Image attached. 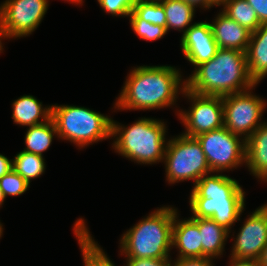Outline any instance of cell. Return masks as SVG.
I'll return each mask as SVG.
<instances>
[{"label":"cell","instance_id":"6da1fadb","mask_svg":"<svg viewBox=\"0 0 267 266\" xmlns=\"http://www.w3.org/2000/svg\"><path fill=\"white\" fill-rule=\"evenodd\" d=\"M175 66H137L126 77L115 110H155L174 107L186 80Z\"/></svg>","mask_w":267,"mask_h":266},{"label":"cell","instance_id":"7a4b0ae2","mask_svg":"<svg viewBox=\"0 0 267 266\" xmlns=\"http://www.w3.org/2000/svg\"><path fill=\"white\" fill-rule=\"evenodd\" d=\"M189 205L192 218H211L231 233L245 209V191L225 174H207L193 185Z\"/></svg>","mask_w":267,"mask_h":266},{"label":"cell","instance_id":"3957f363","mask_svg":"<svg viewBox=\"0 0 267 266\" xmlns=\"http://www.w3.org/2000/svg\"><path fill=\"white\" fill-rule=\"evenodd\" d=\"M186 88L200 95L225 96L253 88L246 53L219 48L209 61L198 65L186 79Z\"/></svg>","mask_w":267,"mask_h":266},{"label":"cell","instance_id":"277c9868","mask_svg":"<svg viewBox=\"0 0 267 266\" xmlns=\"http://www.w3.org/2000/svg\"><path fill=\"white\" fill-rule=\"evenodd\" d=\"M177 208L162 206L142 218L120 238V255L126 259H171L172 229Z\"/></svg>","mask_w":267,"mask_h":266},{"label":"cell","instance_id":"5b68a950","mask_svg":"<svg viewBox=\"0 0 267 266\" xmlns=\"http://www.w3.org/2000/svg\"><path fill=\"white\" fill-rule=\"evenodd\" d=\"M166 125L163 120L155 118H139L129 126L112 119V148L119 155L138 164L162 162L168 142Z\"/></svg>","mask_w":267,"mask_h":266},{"label":"cell","instance_id":"8992f818","mask_svg":"<svg viewBox=\"0 0 267 266\" xmlns=\"http://www.w3.org/2000/svg\"><path fill=\"white\" fill-rule=\"evenodd\" d=\"M51 118L58 138L68 140L80 149L111 138V121L108 115L74 105H51Z\"/></svg>","mask_w":267,"mask_h":266},{"label":"cell","instance_id":"52a82bcc","mask_svg":"<svg viewBox=\"0 0 267 266\" xmlns=\"http://www.w3.org/2000/svg\"><path fill=\"white\" fill-rule=\"evenodd\" d=\"M162 162L169 184L193 180L195 185L204 175L212 173L201 144L196 138L183 134L168 140Z\"/></svg>","mask_w":267,"mask_h":266},{"label":"cell","instance_id":"ba28073f","mask_svg":"<svg viewBox=\"0 0 267 266\" xmlns=\"http://www.w3.org/2000/svg\"><path fill=\"white\" fill-rule=\"evenodd\" d=\"M257 84L246 91L222 97L224 127L246 140L261 124L267 100L252 92Z\"/></svg>","mask_w":267,"mask_h":266},{"label":"cell","instance_id":"9c48e42d","mask_svg":"<svg viewBox=\"0 0 267 266\" xmlns=\"http://www.w3.org/2000/svg\"><path fill=\"white\" fill-rule=\"evenodd\" d=\"M195 138L201 144L211 172L230 171L245 163V140L224 126Z\"/></svg>","mask_w":267,"mask_h":266},{"label":"cell","instance_id":"30bf717a","mask_svg":"<svg viewBox=\"0 0 267 266\" xmlns=\"http://www.w3.org/2000/svg\"><path fill=\"white\" fill-rule=\"evenodd\" d=\"M182 96L191 101L190 109L177 111L179 120L185 126V130L182 132L183 135L195 138L224 126L222 96L200 95L188 90L186 87Z\"/></svg>","mask_w":267,"mask_h":266},{"label":"cell","instance_id":"8fae6325","mask_svg":"<svg viewBox=\"0 0 267 266\" xmlns=\"http://www.w3.org/2000/svg\"><path fill=\"white\" fill-rule=\"evenodd\" d=\"M49 0H5L0 4V20L9 38L32 34L41 24Z\"/></svg>","mask_w":267,"mask_h":266},{"label":"cell","instance_id":"7c38bea8","mask_svg":"<svg viewBox=\"0 0 267 266\" xmlns=\"http://www.w3.org/2000/svg\"><path fill=\"white\" fill-rule=\"evenodd\" d=\"M251 213L233 240L232 257L259 260L267 244V210L260 206Z\"/></svg>","mask_w":267,"mask_h":266},{"label":"cell","instance_id":"4fadbf2b","mask_svg":"<svg viewBox=\"0 0 267 266\" xmlns=\"http://www.w3.org/2000/svg\"><path fill=\"white\" fill-rule=\"evenodd\" d=\"M180 40L182 53L185 59L194 66V69L211 60L219 49L209 22H195L181 36Z\"/></svg>","mask_w":267,"mask_h":266},{"label":"cell","instance_id":"5bb4252c","mask_svg":"<svg viewBox=\"0 0 267 266\" xmlns=\"http://www.w3.org/2000/svg\"><path fill=\"white\" fill-rule=\"evenodd\" d=\"M178 217L177 211L172 229V249L178 250L176 259L202 257L199 218L189 217L180 220Z\"/></svg>","mask_w":267,"mask_h":266},{"label":"cell","instance_id":"9a60e30c","mask_svg":"<svg viewBox=\"0 0 267 266\" xmlns=\"http://www.w3.org/2000/svg\"><path fill=\"white\" fill-rule=\"evenodd\" d=\"M213 37L219 48L246 52L251 31L230 19L222 11L210 23Z\"/></svg>","mask_w":267,"mask_h":266},{"label":"cell","instance_id":"2e32d148","mask_svg":"<svg viewBox=\"0 0 267 266\" xmlns=\"http://www.w3.org/2000/svg\"><path fill=\"white\" fill-rule=\"evenodd\" d=\"M245 145V165L262 182L267 177V121L245 140Z\"/></svg>","mask_w":267,"mask_h":266},{"label":"cell","instance_id":"e0dca14e","mask_svg":"<svg viewBox=\"0 0 267 266\" xmlns=\"http://www.w3.org/2000/svg\"><path fill=\"white\" fill-rule=\"evenodd\" d=\"M245 53L249 75L258 85L267 76V24L251 33Z\"/></svg>","mask_w":267,"mask_h":266},{"label":"cell","instance_id":"ac0fdd59","mask_svg":"<svg viewBox=\"0 0 267 266\" xmlns=\"http://www.w3.org/2000/svg\"><path fill=\"white\" fill-rule=\"evenodd\" d=\"M12 109L13 122L19 126H35L51 118V105L43 107L42 102L32 95L15 99Z\"/></svg>","mask_w":267,"mask_h":266},{"label":"cell","instance_id":"d6986e66","mask_svg":"<svg viewBox=\"0 0 267 266\" xmlns=\"http://www.w3.org/2000/svg\"><path fill=\"white\" fill-rule=\"evenodd\" d=\"M73 230L82 252L84 266H115L98 242H95L83 218L75 221Z\"/></svg>","mask_w":267,"mask_h":266},{"label":"cell","instance_id":"ffe728a7","mask_svg":"<svg viewBox=\"0 0 267 266\" xmlns=\"http://www.w3.org/2000/svg\"><path fill=\"white\" fill-rule=\"evenodd\" d=\"M199 233L202 243V257L219 259L225 251V242L230 233L211 218H199Z\"/></svg>","mask_w":267,"mask_h":266},{"label":"cell","instance_id":"44dd1931","mask_svg":"<svg viewBox=\"0 0 267 266\" xmlns=\"http://www.w3.org/2000/svg\"><path fill=\"white\" fill-rule=\"evenodd\" d=\"M25 133L24 151L43 156V152L49 149L55 137L58 138L56 126L52 118L44 123L27 127Z\"/></svg>","mask_w":267,"mask_h":266},{"label":"cell","instance_id":"7402d4cb","mask_svg":"<svg viewBox=\"0 0 267 266\" xmlns=\"http://www.w3.org/2000/svg\"><path fill=\"white\" fill-rule=\"evenodd\" d=\"M166 14V30L170 29L183 32L194 23L193 17L196 9L183 0H164L161 2Z\"/></svg>","mask_w":267,"mask_h":266},{"label":"cell","instance_id":"603a6c76","mask_svg":"<svg viewBox=\"0 0 267 266\" xmlns=\"http://www.w3.org/2000/svg\"><path fill=\"white\" fill-rule=\"evenodd\" d=\"M222 7L225 15L251 32H255L261 26L255 10L246 0H228Z\"/></svg>","mask_w":267,"mask_h":266},{"label":"cell","instance_id":"cb8c5ba5","mask_svg":"<svg viewBox=\"0 0 267 266\" xmlns=\"http://www.w3.org/2000/svg\"><path fill=\"white\" fill-rule=\"evenodd\" d=\"M13 170L16 171L29 184L32 179L44 174L46 169L44 156L22 150L12 159Z\"/></svg>","mask_w":267,"mask_h":266},{"label":"cell","instance_id":"d4e9b609","mask_svg":"<svg viewBox=\"0 0 267 266\" xmlns=\"http://www.w3.org/2000/svg\"><path fill=\"white\" fill-rule=\"evenodd\" d=\"M132 11L140 19L166 28V14L161 2L137 0Z\"/></svg>","mask_w":267,"mask_h":266},{"label":"cell","instance_id":"484cf974","mask_svg":"<svg viewBox=\"0 0 267 266\" xmlns=\"http://www.w3.org/2000/svg\"><path fill=\"white\" fill-rule=\"evenodd\" d=\"M128 17L131 28L142 40L155 41L162 39L167 34L165 27L146 22L145 20L140 19L133 11Z\"/></svg>","mask_w":267,"mask_h":266},{"label":"cell","instance_id":"4316f807","mask_svg":"<svg viewBox=\"0 0 267 266\" xmlns=\"http://www.w3.org/2000/svg\"><path fill=\"white\" fill-rule=\"evenodd\" d=\"M29 187L30 184L13 169L0 179V188L5 198L22 195Z\"/></svg>","mask_w":267,"mask_h":266},{"label":"cell","instance_id":"83f0119b","mask_svg":"<svg viewBox=\"0 0 267 266\" xmlns=\"http://www.w3.org/2000/svg\"><path fill=\"white\" fill-rule=\"evenodd\" d=\"M97 2L104 12L128 18L137 0H97Z\"/></svg>","mask_w":267,"mask_h":266},{"label":"cell","instance_id":"f1b7e54d","mask_svg":"<svg viewBox=\"0 0 267 266\" xmlns=\"http://www.w3.org/2000/svg\"><path fill=\"white\" fill-rule=\"evenodd\" d=\"M124 266H171L172 259L133 258L125 259Z\"/></svg>","mask_w":267,"mask_h":266},{"label":"cell","instance_id":"f546056e","mask_svg":"<svg viewBox=\"0 0 267 266\" xmlns=\"http://www.w3.org/2000/svg\"><path fill=\"white\" fill-rule=\"evenodd\" d=\"M176 260V261H175ZM171 266H213V259L207 257L175 259Z\"/></svg>","mask_w":267,"mask_h":266},{"label":"cell","instance_id":"4dcf8cb0","mask_svg":"<svg viewBox=\"0 0 267 266\" xmlns=\"http://www.w3.org/2000/svg\"><path fill=\"white\" fill-rule=\"evenodd\" d=\"M255 10L260 24H267V0H246Z\"/></svg>","mask_w":267,"mask_h":266},{"label":"cell","instance_id":"1f68e13d","mask_svg":"<svg viewBox=\"0 0 267 266\" xmlns=\"http://www.w3.org/2000/svg\"><path fill=\"white\" fill-rule=\"evenodd\" d=\"M230 261L228 266H262L259 263V260L255 259H244V258H235L232 256H229Z\"/></svg>","mask_w":267,"mask_h":266},{"label":"cell","instance_id":"d6a6232c","mask_svg":"<svg viewBox=\"0 0 267 266\" xmlns=\"http://www.w3.org/2000/svg\"><path fill=\"white\" fill-rule=\"evenodd\" d=\"M13 169L12 159L0 153V179Z\"/></svg>","mask_w":267,"mask_h":266},{"label":"cell","instance_id":"836d02e7","mask_svg":"<svg viewBox=\"0 0 267 266\" xmlns=\"http://www.w3.org/2000/svg\"><path fill=\"white\" fill-rule=\"evenodd\" d=\"M185 2H187L188 4H190L191 6H193L195 9L197 7L203 9V10H209L211 9V7L216 6L212 0H183Z\"/></svg>","mask_w":267,"mask_h":266},{"label":"cell","instance_id":"e575fe53","mask_svg":"<svg viewBox=\"0 0 267 266\" xmlns=\"http://www.w3.org/2000/svg\"><path fill=\"white\" fill-rule=\"evenodd\" d=\"M2 39H10L8 36V33L5 31V29L3 28L2 22L0 20V53H2V51L4 50L3 47L4 45L2 44Z\"/></svg>","mask_w":267,"mask_h":266},{"label":"cell","instance_id":"d590c367","mask_svg":"<svg viewBox=\"0 0 267 266\" xmlns=\"http://www.w3.org/2000/svg\"><path fill=\"white\" fill-rule=\"evenodd\" d=\"M259 263L262 266H267V244L263 248L262 254H261L260 258H259Z\"/></svg>","mask_w":267,"mask_h":266},{"label":"cell","instance_id":"8d00e7d4","mask_svg":"<svg viewBox=\"0 0 267 266\" xmlns=\"http://www.w3.org/2000/svg\"><path fill=\"white\" fill-rule=\"evenodd\" d=\"M228 0H212V2L218 7V6H222L225 2H227Z\"/></svg>","mask_w":267,"mask_h":266},{"label":"cell","instance_id":"74e56055","mask_svg":"<svg viewBox=\"0 0 267 266\" xmlns=\"http://www.w3.org/2000/svg\"><path fill=\"white\" fill-rule=\"evenodd\" d=\"M64 1L76 4V5H81V6H82V4L84 2L83 0H64Z\"/></svg>","mask_w":267,"mask_h":266},{"label":"cell","instance_id":"f35d334b","mask_svg":"<svg viewBox=\"0 0 267 266\" xmlns=\"http://www.w3.org/2000/svg\"><path fill=\"white\" fill-rule=\"evenodd\" d=\"M5 199L6 198L4 197L3 192L0 188V207L4 204Z\"/></svg>","mask_w":267,"mask_h":266},{"label":"cell","instance_id":"ab89813d","mask_svg":"<svg viewBox=\"0 0 267 266\" xmlns=\"http://www.w3.org/2000/svg\"><path fill=\"white\" fill-rule=\"evenodd\" d=\"M3 225H2V223L0 222V238L2 237V235H3Z\"/></svg>","mask_w":267,"mask_h":266},{"label":"cell","instance_id":"60d3db41","mask_svg":"<svg viewBox=\"0 0 267 266\" xmlns=\"http://www.w3.org/2000/svg\"><path fill=\"white\" fill-rule=\"evenodd\" d=\"M145 1L162 2V1H164V0H145Z\"/></svg>","mask_w":267,"mask_h":266},{"label":"cell","instance_id":"b9f144b4","mask_svg":"<svg viewBox=\"0 0 267 266\" xmlns=\"http://www.w3.org/2000/svg\"><path fill=\"white\" fill-rule=\"evenodd\" d=\"M267 210V203L262 205Z\"/></svg>","mask_w":267,"mask_h":266}]
</instances>
